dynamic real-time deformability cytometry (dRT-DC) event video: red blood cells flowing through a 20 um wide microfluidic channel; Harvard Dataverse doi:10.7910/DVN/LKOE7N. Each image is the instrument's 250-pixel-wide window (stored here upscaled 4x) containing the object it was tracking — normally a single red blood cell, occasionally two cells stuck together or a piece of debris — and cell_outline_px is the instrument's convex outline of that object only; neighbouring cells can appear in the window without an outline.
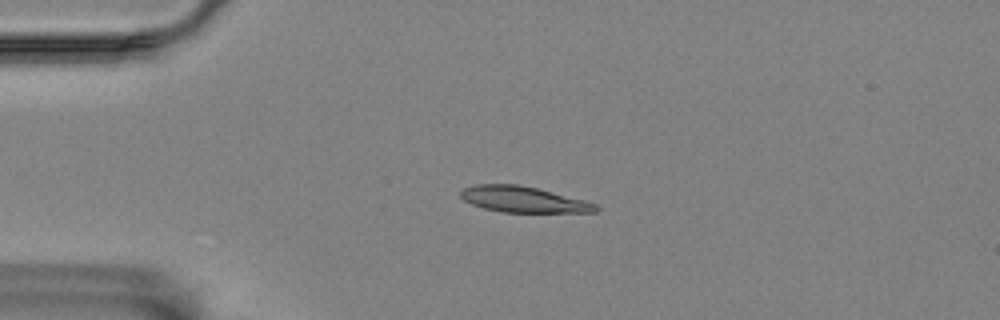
{"species": "Egyptian fruit bat (a non-hibernating species)", "species_latin": "Rousettus aegyptiacus", "temperature_condition": "room temperature", "stored_images_in_passage": 3, "camera_frame_rate_fps": 3000, "um_per_image_px": 0.085, "animal": {"sex": "female"}, "frame": {"image": 1, "passage_image": 2, "time_ms": 1.333, "image_size_px": [1000, 320], "cell_outline_px": [[600, 208], [596, 212], [500, 212], [484, 208], [472, 204], [464, 200], [460, 196], [460, 192], [464, 188], [476, 184], [516, 184], [536, 188], [584, 200], [596, 204]], "centroid_in_image_um": [44.47, 16.95], "position_along_channel_um": 40.5, "area_um2": 20.23}}